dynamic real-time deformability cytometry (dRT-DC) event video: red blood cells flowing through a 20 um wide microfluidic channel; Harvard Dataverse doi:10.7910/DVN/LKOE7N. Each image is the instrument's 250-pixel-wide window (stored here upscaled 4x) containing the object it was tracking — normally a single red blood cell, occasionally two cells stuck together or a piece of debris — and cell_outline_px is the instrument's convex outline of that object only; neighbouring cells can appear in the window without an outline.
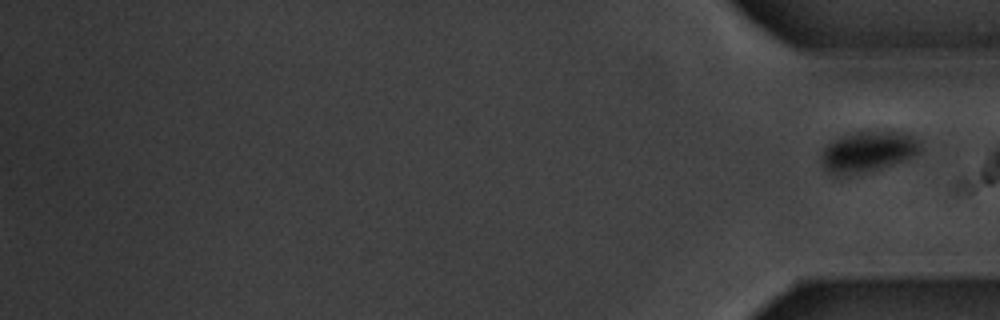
{"species": "common noctule bat (a hibernating species)", "species_latin": "Nyctalus noctula", "temperature_condition": "warm", "stored_images_in_passage": 17, "segment_of_instrument_passage": [2, 2], "camera_frame_rate_fps": 3000, "um_per_image_px": 0.085, "animal": {"sex": "male", "body_mass_g": 20.1, "forearm_length_mm": 53.5}, "frame": {"image": 1, "passage_image": 17, "time_ms": 20.667, "image_size_px": [1000, 320], "cell_outline_px": [[920, 152], [916, 156], [880, 168], [844, 176], [836, 176], [824, 168], [820, 156], [824, 148], [832, 140], [840, 136], [852, 132], [876, 128], [904, 132], [920, 140]], "centroid_in_image_um": [73.78, 12.83], "position_along_channel_um": 361.4, "area_um2": 24.22}}